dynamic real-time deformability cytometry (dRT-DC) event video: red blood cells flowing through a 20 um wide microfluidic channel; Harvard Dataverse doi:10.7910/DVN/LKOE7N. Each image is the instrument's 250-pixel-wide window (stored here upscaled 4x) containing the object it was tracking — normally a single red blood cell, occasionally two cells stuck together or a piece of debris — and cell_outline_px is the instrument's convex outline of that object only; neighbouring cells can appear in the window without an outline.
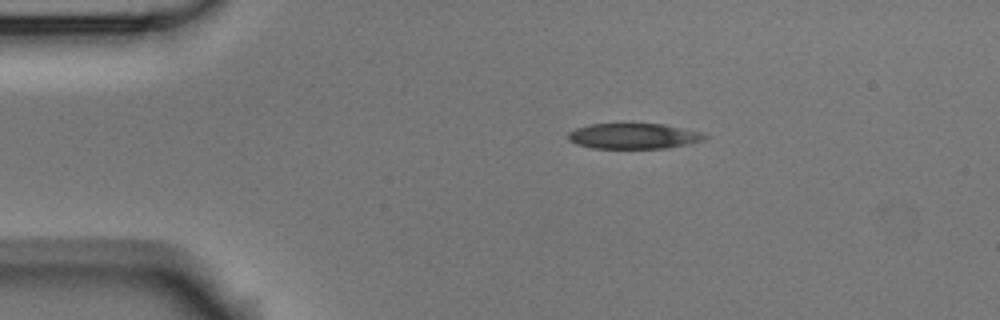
{"species": "Egyptian fruit bat (a non-hibernating species)", "species_latin": "Rousettus aegyptiacus", "temperature_condition": "room temperature", "stored_images_in_passage": 2, "camera_frame_rate_fps": 3000, "um_per_image_px": 0.085, "animal": {"sex": "male"}, "frame": {"image": 1, "passage_image": 1, "time_ms": 0.0, "image_size_px": [1000, 320], "cell_outline_px": [[708, 136], [704, 140], [688, 144], [668, 148], [592, 148], [576, 144], [568, 140], [568, 132], [576, 128], [592, 124], [664, 124], [700, 132]], "centroid_in_image_um": [53.85, 11.57], "position_along_channel_um": 31.2, "area_um2": 20.23}}